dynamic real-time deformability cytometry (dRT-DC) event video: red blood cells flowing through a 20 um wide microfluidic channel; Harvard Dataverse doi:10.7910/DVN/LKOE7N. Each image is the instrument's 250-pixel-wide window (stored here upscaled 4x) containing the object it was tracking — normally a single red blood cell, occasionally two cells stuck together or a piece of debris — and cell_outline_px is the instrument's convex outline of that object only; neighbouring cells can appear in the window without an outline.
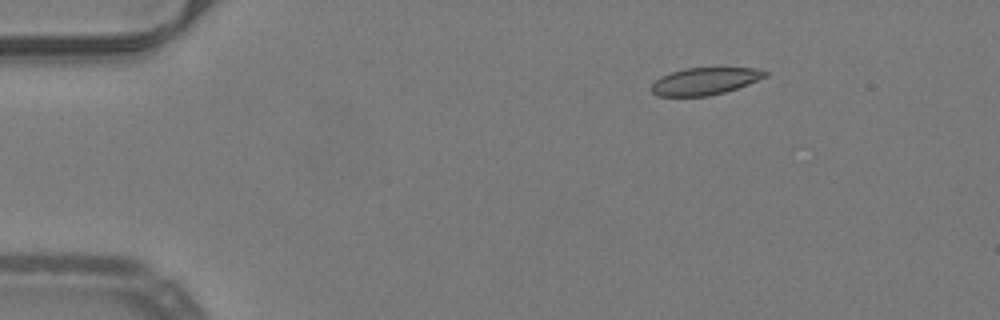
{"species": "common noctule bat (a hibernating species)", "species_latin": "Nyctalus noctula", "temperature_condition": "warm", "stored_images_in_passage": 20, "camera_frame_rate_fps": 3000, "um_per_image_px": 0.085, "animal": {"sex": "male", "body_mass_g": 19.2, "forearm_length_mm": 51.8}, "frame": {"image": 1, "passage_image": 1, "time_ms": 0.0, "image_size_px": [1000, 320], "cell_outline_px": [[768, 76], [748, 84], [724, 92], [708, 96], [656, 96], [652, 92], [652, 84], [660, 76], [684, 68], [764, 68], [768, 72]], "centroid_in_image_um": [59.94, 6.89], "position_along_channel_um": 25.1, "area_um2": 18.03}}
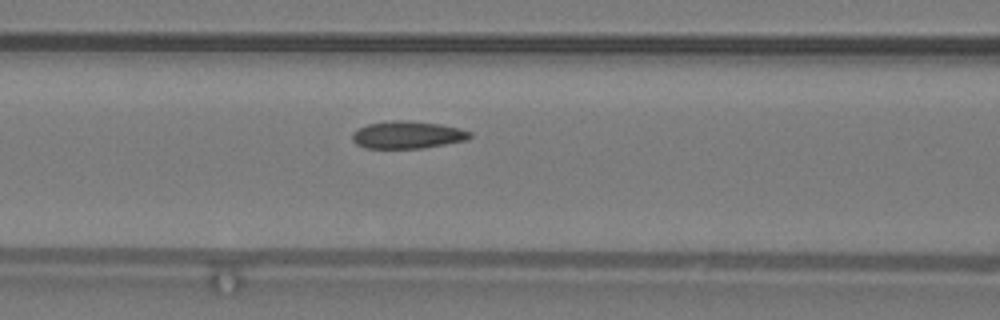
{"frame": {"image": 2, "passage_image": 15, "time_ms": 4.667, "image_size_px": [1000, 320], "cell_outline_px": [[472, 136], [468, 140], [424, 148], [364, 148], [356, 144], [352, 140], [352, 132], [356, 128], [368, 124], [392, 120], [400, 120], [440, 124], [460, 128], [472, 132]], "centroid_in_image_um": [34.63, 11.47], "position_along_channel_um": 132.0, "area_um2": 18.96}}
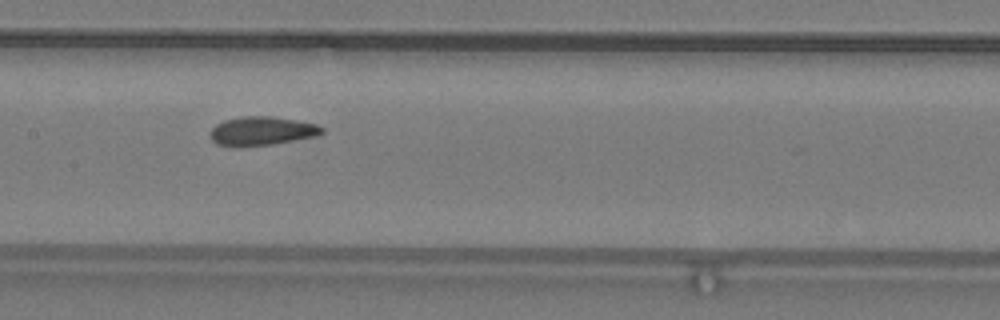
{"frame": {"image": 3, "passage_image": 19, "time_ms": 6.0, "image_size_px": [1000, 320], "cell_outline_px": [[324, 132], [316, 136], [272, 144], [216, 144], [208, 136], [212, 128], [216, 124], [224, 120], [244, 116], [272, 116], [296, 120], [316, 124], [324, 128]], "centroid_in_image_um": [22.28, 11.09], "position_along_channel_um": 185.1, "area_um2": 18.21}}